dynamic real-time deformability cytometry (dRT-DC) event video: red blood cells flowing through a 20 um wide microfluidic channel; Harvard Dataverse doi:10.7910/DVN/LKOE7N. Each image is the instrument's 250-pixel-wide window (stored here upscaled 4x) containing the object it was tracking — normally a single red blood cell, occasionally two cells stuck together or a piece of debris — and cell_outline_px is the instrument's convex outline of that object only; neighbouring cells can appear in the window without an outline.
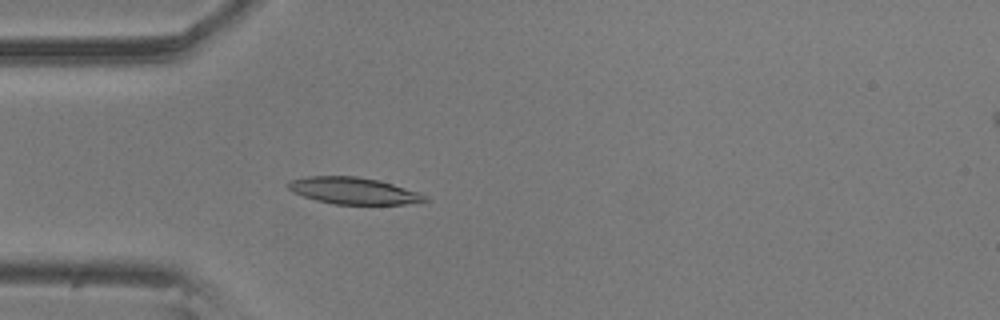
{"species": "common noctule bat (a hibernating species)", "species_latin": "Nyctalus noctula", "temperature_condition": "room temperature", "stored_images_in_passage": 57, "camera_frame_rate_fps": 3000, "um_per_image_px": 0.085, "animal": {"sex": "male", "body_mass_g": 20.5, "forearm_length_mm": 52.5}, "frame": {"image": 1, "passage_image": 16, "time_ms": 5.0, "image_size_px": [1000, 320], "cell_outline_px": [[432, 200], [404, 204], [332, 204], [316, 200], [292, 192], [288, 188], [288, 184], [292, 180], [308, 176], [356, 176], [380, 180], [428, 196]], "centroid_in_image_um": [30.06, 16.22], "position_along_channel_um": 54.9, "area_um2": 21.15}}
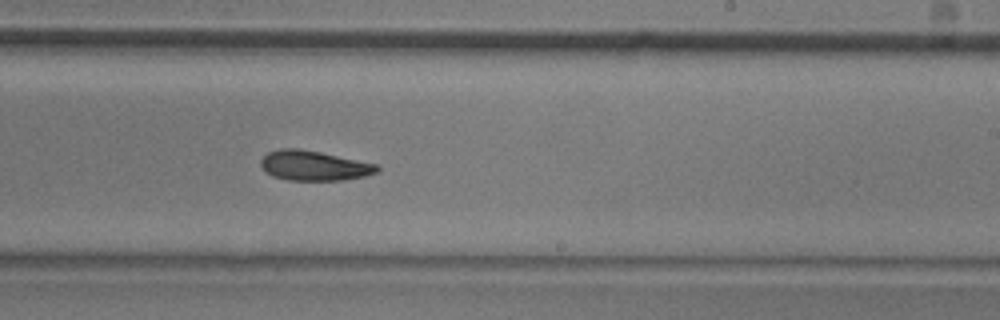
{"frame": {"image": 2, "passage_image": 34, "time_ms": 11.0, "image_size_px": [1000, 320], "cell_outline_px": [[380, 168], [376, 172], [364, 176], [344, 180], [288, 180], [272, 176], [264, 172], [260, 164], [260, 160], [268, 152], [280, 148], [300, 148], [320, 152], [376, 164]], "centroid_in_image_um": [26.63, 14.08], "position_along_channel_um": 262.4, "area_um2": 20.23}}
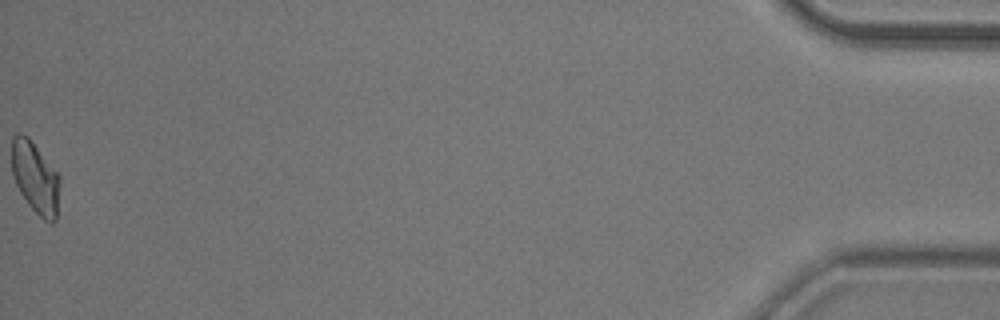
{"frame": {"image": 3, "passage_image": 57, "time_ms": 18.667, "image_size_px": [1000, 320], "cell_outline_px": [[60, 180], [56, 220], [52, 224], [44, 220], [28, 204], [20, 192], [12, 176], [12, 136], [20, 132], [28, 136], [60, 176]], "centroid_in_image_um": [2.99, 15.09], "position_along_channel_um": 432.2, "area_um2": 20.06}, "authors_computed_cell_mechanics": {"area_um2": 20.2878, "velocity_mm_per_s": 3.5414, "shape_relaxation_time_tau1_ms": 5.5314, "shape_relaxation_time_tau2_ms": 5.8059, "deformation_change_tau1": 0.1409, "deformation_change_tau2": 0.1202}}